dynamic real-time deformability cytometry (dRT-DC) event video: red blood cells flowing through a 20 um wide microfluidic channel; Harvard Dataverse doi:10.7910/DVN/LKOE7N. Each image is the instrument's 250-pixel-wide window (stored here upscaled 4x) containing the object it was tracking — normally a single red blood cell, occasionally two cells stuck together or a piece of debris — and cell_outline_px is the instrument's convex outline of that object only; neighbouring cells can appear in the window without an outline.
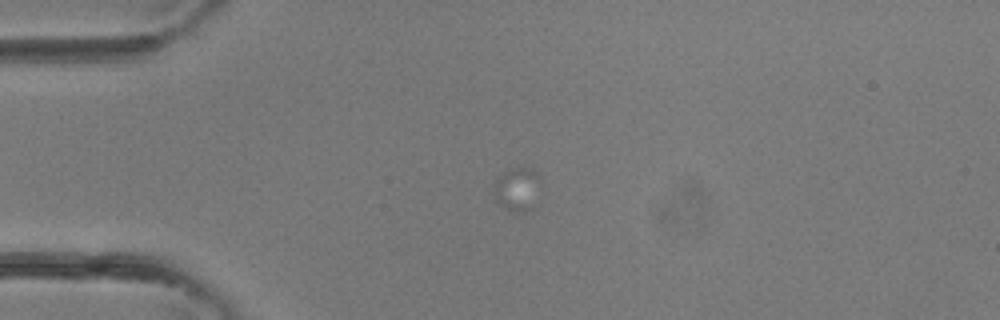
{"species": "common noctule bat (a hibernating species)", "species_latin": "Nyctalus noctula", "temperature_condition": "room temperature", "stored_images_in_passage": 2, "camera_frame_rate_fps": 3000, "um_per_image_px": 0.085, "animal": {"sex": "female"}, "frame": {"image": 1, "passage_image": 1, "time_ms": 0.0, "image_size_px": [1000, 320], "cell_outline_px": [[540, 184], [532, 208], [508, 208], [500, 204], [496, 200], [496, 176], [512, 168], [532, 168], [540, 176]], "centroid_in_image_um": [43.99, 15.97], "position_along_channel_um": 41.0, "area_um2": 11.04}}
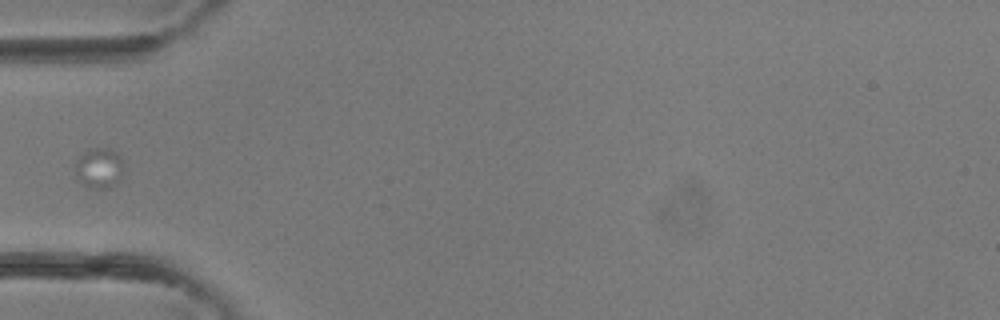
{"frame": {"image": 2, "passage_image": 2, "time_ms": 0.333, "image_size_px": [1000, 320], "cell_outline_px": [[124, 164], [120, 176], [116, 184], [108, 188], [92, 188], [84, 184], [76, 176], [76, 160], [84, 152], [92, 148], [108, 148], [116, 152], [120, 156]], "centroid_in_image_um": [8.44, 14.27], "position_along_channel_um": 76.6, "area_um2": 11.21}}